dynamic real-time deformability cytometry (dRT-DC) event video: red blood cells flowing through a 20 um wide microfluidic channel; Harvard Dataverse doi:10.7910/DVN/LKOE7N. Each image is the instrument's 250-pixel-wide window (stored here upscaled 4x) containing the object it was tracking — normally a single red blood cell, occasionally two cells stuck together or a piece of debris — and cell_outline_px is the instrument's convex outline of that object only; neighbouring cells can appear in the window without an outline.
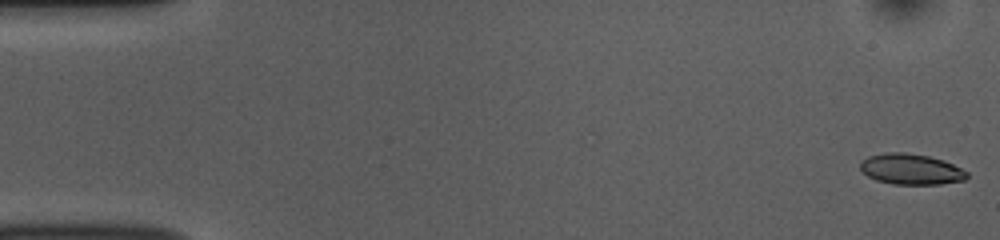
{"species": "common noctule bat (a hibernating species)", "species_latin": "Nyctalus noctula", "temperature_condition": "room temperature", "stored_images_in_passage": 16, "camera_frame_rate_fps": 3000, "um_per_image_px": 0.085, "animal": {"sex": "female", "body_mass_g": 10.0, "forearm_length_mm": 53.1}, "frame": {"image": 1, "passage_image": 1, "time_ms": 0.0, "image_size_px": [1000, 240], "cell_outline_px": [[968, 176], [964, 180], [940, 184], [892, 184], [876, 180], [868, 176], [860, 168], [860, 160], [868, 156], [888, 152], [904, 152], [928, 156], [944, 160], [968, 172]], "centroid_in_image_um": [77.42, 14.38], "position_along_channel_um": 7.6, "area_um2": 19.07}}
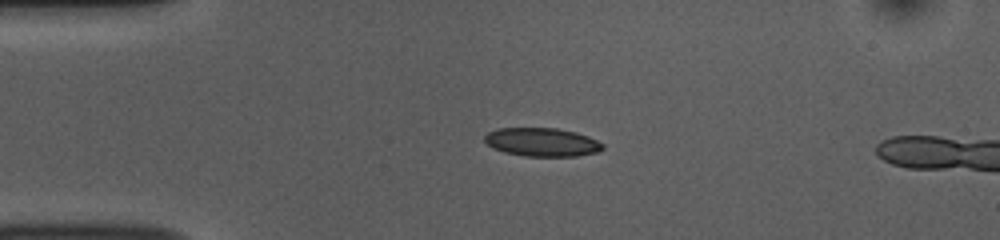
{"frame": {"image": 2, "passage_image": 12, "time_ms": 3.667, "image_size_px": [1000, 240], "cell_outline_px": [[604, 148], [600, 152], [576, 156], [524, 156], [504, 152], [492, 148], [484, 140], [484, 136], [488, 132], [496, 128], [556, 128], [576, 132], [588, 136], [604, 144]], "centroid_in_image_um": [46.08, 12.08], "position_along_channel_um": 38.9, "area_um2": 19.77}}